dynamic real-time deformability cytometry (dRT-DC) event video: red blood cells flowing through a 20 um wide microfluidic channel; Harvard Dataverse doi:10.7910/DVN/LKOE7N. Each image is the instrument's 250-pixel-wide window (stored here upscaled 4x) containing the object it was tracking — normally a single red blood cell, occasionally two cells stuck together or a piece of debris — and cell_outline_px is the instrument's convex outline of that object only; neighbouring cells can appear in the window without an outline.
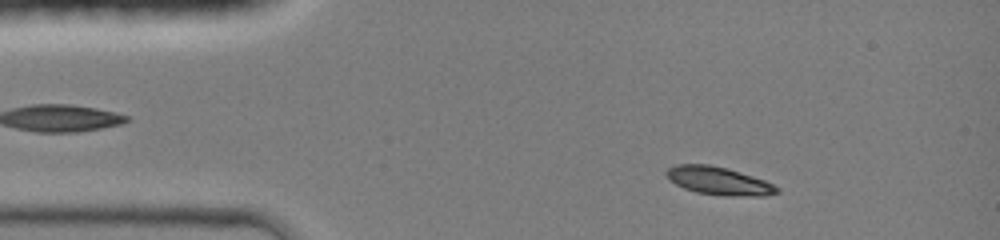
{"species": "common noctule bat (a hibernating species)", "species_latin": "Nyctalus noctula", "temperature_condition": "room temperature", "stored_images_in_passage": 18, "camera_frame_rate_fps": 3000, "um_per_image_px": 0.085, "animal": {"sex": "female", "body_mass_g": 19.0, "forearm_length_mm": 51.5}, "frame": {"image": 1, "passage_image": 6, "time_ms": 1.667, "image_size_px": [1000, 240], "cell_outline_px": [[780, 192], [764, 196], [724, 196], [696, 192], [684, 188], [668, 180], [664, 172], [668, 168], [676, 164], [708, 164], [740, 172], [764, 180], [780, 188]], "centroid_in_image_um": [61.07, 15.38], "position_along_channel_um": 23.9, "area_um2": 18.09}}
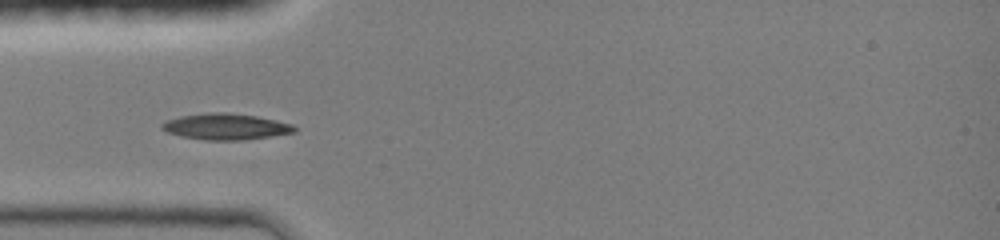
{"frame": {"image": 2, "passage_image": 13, "time_ms": 4.0, "image_size_px": [1000, 240], "cell_outline_px": [[296, 132], [244, 140], [204, 140], [180, 136], [168, 132], [160, 128], [160, 124], [164, 120], [180, 116], [208, 112], [224, 112], [256, 116], [276, 120], [292, 124], [296, 128]], "centroid_in_image_um": [19.14, 10.76], "position_along_channel_um": 65.9, "area_um2": 20.29}}
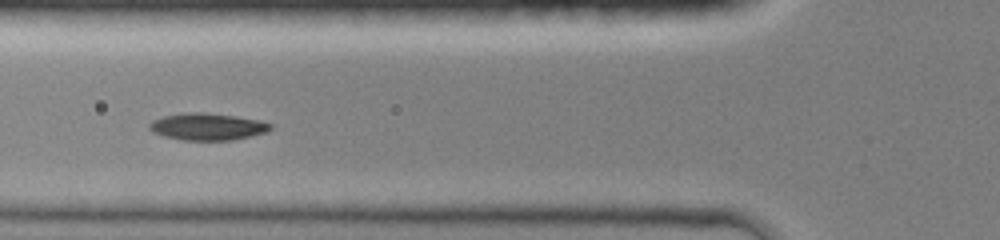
{"frame": {"image": 3, "passage_image": 16, "time_ms": 5.0, "image_size_px": [1000, 240], "cell_outline_px": [[272, 128], [268, 132], [252, 136], [232, 140], [184, 140], [164, 136], [152, 132], [148, 128], [148, 124], [152, 120], [164, 116], [184, 112], [204, 112], [236, 116], [260, 120], [272, 124]], "centroid_in_image_um": [17.64, 10.76], "position_along_channel_um": 108.2, "area_um2": 19.25}}